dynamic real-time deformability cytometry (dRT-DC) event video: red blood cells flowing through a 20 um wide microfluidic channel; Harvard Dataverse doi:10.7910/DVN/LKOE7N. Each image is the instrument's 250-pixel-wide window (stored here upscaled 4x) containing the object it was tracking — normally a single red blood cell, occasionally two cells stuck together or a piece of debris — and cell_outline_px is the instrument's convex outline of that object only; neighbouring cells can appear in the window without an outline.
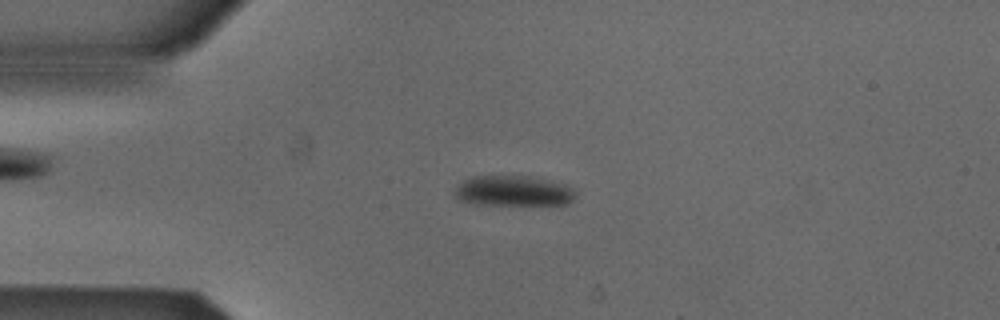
{"species": "Egyptian fruit bat (a non-hibernating species)", "species_latin": "Rousettus aegyptiacus", "temperature_condition": "cold", "stored_images_in_passage": 2, "camera_frame_rate_fps": 3000, "um_per_image_px": 0.085, "animal": {"sex": "male"}, "frame": {"image": 1, "passage_image": 1, "time_ms": 0.0, "image_size_px": [1000, 320], "cell_outline_px": [[576, 196], [568, 204], [476, 204], [456, 200], [452, 192], [464, 180], [472, 176], [528, 176], [548, 180], [564, 184], [576, 188]], "centroid_in_image_um": [43.63, 16.23], "position_along_channel_um": 41.4, "area_um2": 21.5}}
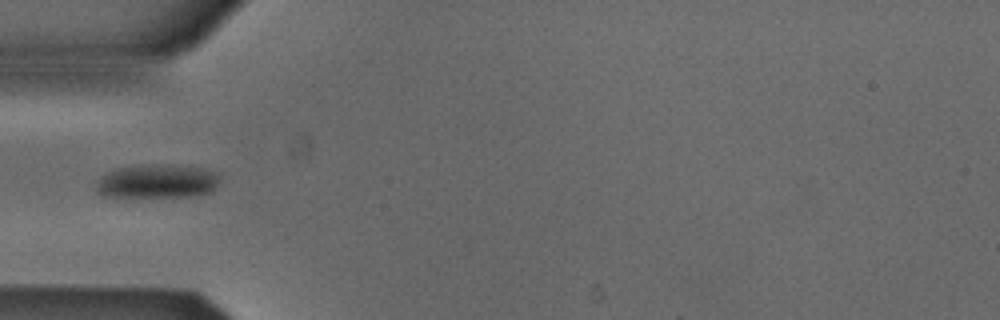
{"frame": {"image": 2, "passage_image": 2, "time_ms": 0.333, "image_size_px": [1000, 320], "cell_outline_px": [[220, 176], [216, 188], [212, 192], [196, 196], [104, 196], [96, 192], [96, 184], [100, 176], [116, 168], [148, 164], [172, 164], [200, 168], [216, 172]], "centroid_in_image_um": [13.38, 15.4], "position_along_channel_um": 71.6, "area_um2": 24.51}}